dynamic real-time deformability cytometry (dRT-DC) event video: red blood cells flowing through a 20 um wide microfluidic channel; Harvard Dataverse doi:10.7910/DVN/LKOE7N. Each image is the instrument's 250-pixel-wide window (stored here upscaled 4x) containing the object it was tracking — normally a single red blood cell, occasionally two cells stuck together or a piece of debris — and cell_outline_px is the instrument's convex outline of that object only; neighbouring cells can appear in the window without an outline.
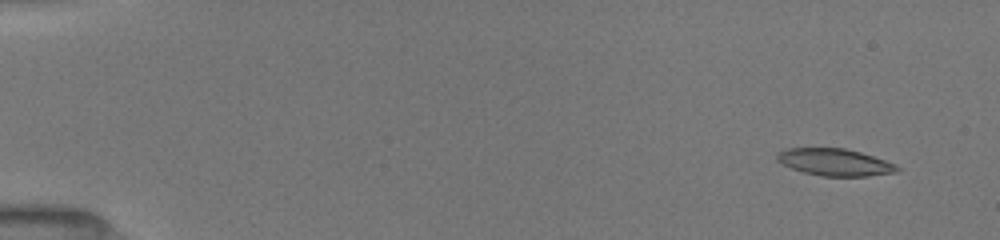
{"species": "common noctule bat (a hibernating species)", "species_latin": "Nyctalus noctula", "temperature_condition": "room temperature", "stored_images_in_passage": 46, "camera_frame_rate_fps": 3000, "um_per_image_px": 0.085, "animal": {"sex": "female", "body_mass_g": 19.5, "forearm_length_mm": 54.1}, "frame": {"image": 1, "passage_image": 4, "time_ms": 1.0, "image_size_px": [1000, 240], "cell_outline_px": [[900, 168], [896, 172], [868, 176], [824, 176], [804, 172], [792, 168], [776, 160], [776, 152], [788, 148], [844, 148], [860, 152], [896, 164]], "centroid_in_image_um": [70.94, 13.78], "position_along_channel_um": 14.1, "area_um2": 18.79}}
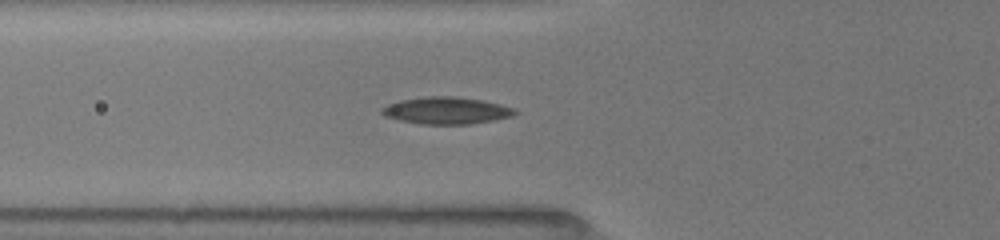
{"frame": {"image": 2, "passage_image": 20, "time_ms": 6.333, "image_size_px": [1000, 240], "cell_outline_px": [[520, 112], [512, 116], [492, 120], [468, 124], [420, 124], [400, 120], [384, 116], [380, 112], [380, 108], [388, 104], [400, 100], [424, 96], [456, 96], [480, 100], [500, 104], [516, 108]], "centroid_in_image_um": [37.93, 9.39], "position_along_channel_um": 87.9, "area_um2": 21.04}}
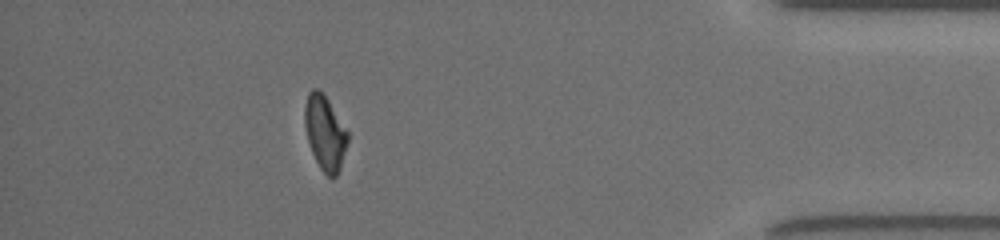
{"frame": {"image": 3, "passage_image": 40, "time_ms": 15.333, "image_size_px": [1000, 240], "cell_outline_px": [[348, 140], [340, 168], [336, 176], [332, 180], [320, 168], [312, 152], [308, 140], [304, 124], [304, 108], [308, 92], [312, 88], [316, 88], [324, 92], [348, 132]], "centroid_in_image_um": [27.61, 11.25], "position_along_channel_um": 407.6, "area_um2": 18.73}, "authors_computed_cell_mechanics": {"area_um2": 19.7676, "velocity_mm_per_s": 4.0156, "shape_relaxation_time_tau1_ms": 4.8244, "shape_relaxation_time_tau2_ms": 4.353, "deformation_change_tau1": 0.1399, "deformation_change_tau2": 0.1117}}